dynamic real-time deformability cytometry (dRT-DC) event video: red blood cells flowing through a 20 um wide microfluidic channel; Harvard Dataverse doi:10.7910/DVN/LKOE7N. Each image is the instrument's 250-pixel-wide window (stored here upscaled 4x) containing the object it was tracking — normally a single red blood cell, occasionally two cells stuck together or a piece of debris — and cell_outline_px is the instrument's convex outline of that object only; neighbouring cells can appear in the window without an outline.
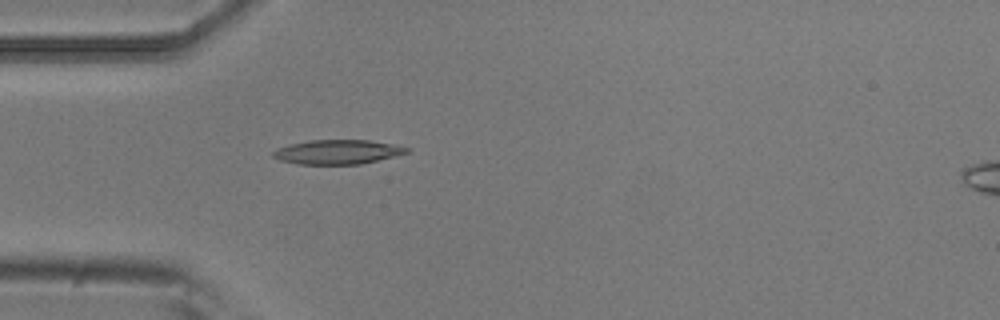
{"species": "common noctule bat (a hibernating species)", "species_latin": "Nyctalus noctula", "temperature_condition": "room temperature", "stored_images_in_passage": 5, "camera_frame_rate_fps": 3000, "um_per_image_px": 0.085, "animal": {"sex": "male", "body_mass_g": 20.5, "forearm_length_mm": 52.5}, "frame": {"image": 1, "passage_image": 5, "time_ms": 1.333, "image_size_px": [1000, 320], "cell_outline_px": [[412, 148], [408, 152], [360, 164], [296, 164], [280, 160], [272, 156], [272, 152], [276, 148], [288, 144], [308, 140], [368, 140], [392, 144]], "centroid_in_image_um": [28.63, 12.91], "position_along_channel_um": 56.4, "area_um2": 18.9}}